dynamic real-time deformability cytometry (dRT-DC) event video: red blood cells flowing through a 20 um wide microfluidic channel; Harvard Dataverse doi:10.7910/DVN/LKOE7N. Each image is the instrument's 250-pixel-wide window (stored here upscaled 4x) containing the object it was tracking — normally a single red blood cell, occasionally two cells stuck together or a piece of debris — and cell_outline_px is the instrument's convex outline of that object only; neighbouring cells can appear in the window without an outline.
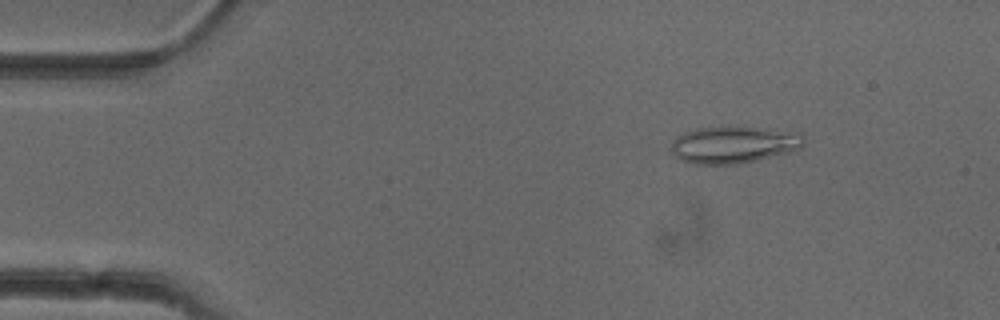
{"species": "common noctule bat (a hibernating species)", "species_latin": "Nyctalus noctula", "temperature_condition": "cold", "stored_images_in_passage": 24, "camera_frame_rate_fps": 3000, "um_per_image_px": 0.085, "animal": {"sex": "female"}, "frame": {"image": 1, "passage_image": 7, "time_ms": 2.0, "image_size_px": [1000, 320], "cell_outline_px": [[804, 144], [800, 148], [788, 152], [740, 164], [692, 164], [676, 156], [672, 152], [672, 140], [676, 136], [684, 132], [696, 128], [736, 124], [800, 132], [804, 140]], "centroid_in_image_um": [62.37, 12.25], "position_along_channel_um": 22.6, "area_um2": 29.3}}
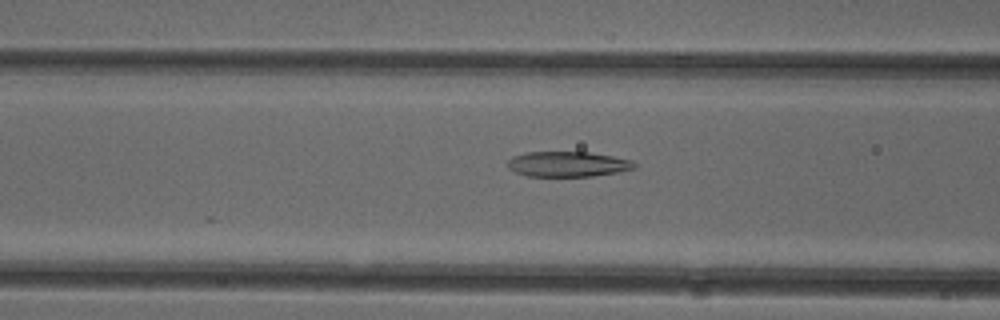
{"frame": {"image": 2, "passage_image": 20, "time_ms": 6.333, "image_size_px": [1000, 320], "cell_outline_px": [[636, 168], [620, 172], [592, 176], [528, 176], [516, 172], [508, 168], [508, 160], [512, 156], [524, 152], [588, 152], [612, 156], [632, 160], [636, 164]], "centroid_in_image_um": [48.27, 13.95], "position_along_channel_um": 118.3, "area_um2": 18.73}}
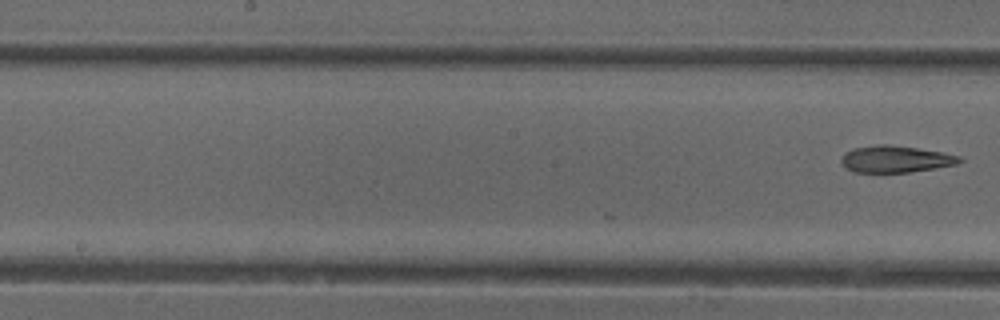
{"frame": {"image": 3, "passage_image": 24, "time_ms": 7.667, "image_size_px": [1000, 320], "cell_outline_px": [[964, 160], [956, 164], [908, 172], [852, 172], [844, 168], [840, 160], [840, 156], [844, 152], [852, 148], [880, 144], [888, 144], [916, 148], [940, 152], [960, 156]], "centroid_in_image_um": [76.03, 13.52], "position_along_channel_um": 172.2, "area_um2": 18.44}}